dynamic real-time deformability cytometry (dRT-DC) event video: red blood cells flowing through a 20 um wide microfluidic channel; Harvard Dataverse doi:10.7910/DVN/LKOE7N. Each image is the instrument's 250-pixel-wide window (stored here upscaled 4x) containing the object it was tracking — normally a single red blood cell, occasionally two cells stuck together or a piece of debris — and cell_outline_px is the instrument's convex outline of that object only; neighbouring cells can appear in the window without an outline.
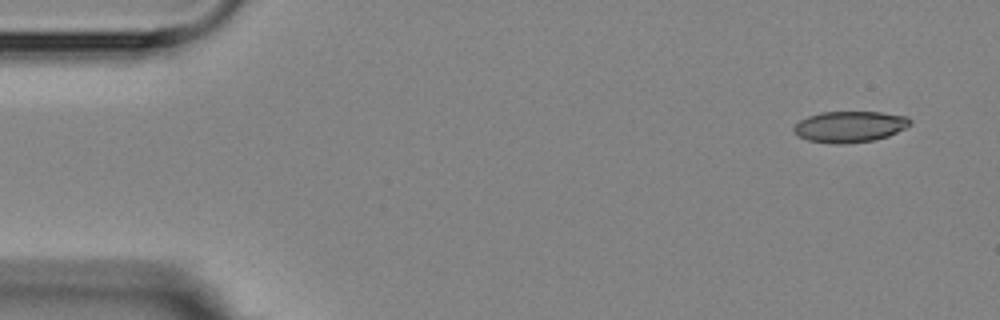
{"species": "Egyptian fruit bat (a non-hibernating species)", "species_latin": "Rousettus aegyptiacus", "temperature_condition": "room temperature", "stored_images_in_passage": 5, "segment_of_instrument_passage": [1, 2], "camera_frame_rate_fps": 3000, "um_per_image_px": 0.085, "animal": {"sex": "female"}, "frame": {"image": 1, "passage_image": 1, "time_ms": 0.0, "image_size_px": [1000, 320], "cell_outline_px": [[912, 124], [888, 136], [876, 140], [844, 144], [832, 144], [808, 140], [800, 136], [792, 128], [800, 120], [808, 116], [820, 112], [880, 112], [908, 116], [912, 120]], "centroid_in_image_um": [72.26, 10.76], "position_along_channel_um": 12.7, "area_um2": 21.15}}
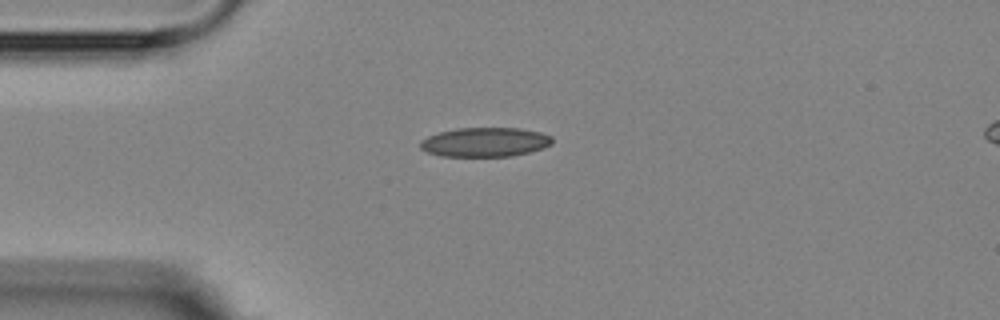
{"frame": {"image": 2, "passage_image": 4, "time_ms": 3.333, "image_size_px": [1000, 320], "cell_outline_px": [[552, 144], [544, 148], [512, 156], [440, 156], [428, 152], [420, 148], [420, 140], [428, 136], [440, 132], [456, 128], [520, 128], [540, 132], [552, 136]], "centroid_in_image_um": [41.23, 12.08], "position_along_channel_um": 43.8, "area_um2": 22.54}}